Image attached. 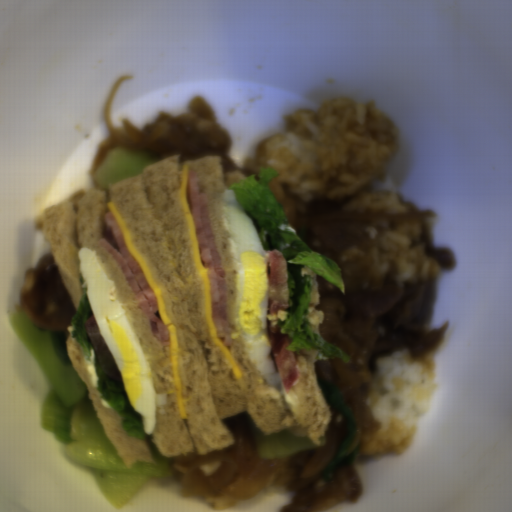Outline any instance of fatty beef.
Segmentation results:
<instances>
[{
	"instance_id": "obj_2",
	"label": "fatty beef",
	"mask_w": 512,
	"mask_h": 512,
	"mask_svg": "<svg viewBox=\"0 0 512 512\" xmlns=\"http://www.w3.org/2000/svg\"><path fill=\"white\" fill-rule=\"evenodd\" d=\"M267 184L299 239L337 264L350 247L375 245L401 224H418V244L425 257L439 267H456L450 247L431 244L429 220L436 214L430 208L345 211L338 202L326 199L304 202L279 179L271 178Z\"/></svg>"
},
{
	"instance_id": "obj_6",
	"label": "fatty beef",
	"mask_w": 512,
	"mask_h": 512,
	"mask_svg": "<svg viewBox=\"0 0 512 512\" xmlns=\"http://www.w3.org/2000/svg\"><path fill=\"white\" fill-rule=\"evenodd\" d=\"M331 419L325 430L324 435L319 437L322 444H331L342 441L347 427H348V416L342 413L334 406H329Z\"/></svg>"
},
{
	"instance_id": "obj_7",
	"label": "fatty beef",
	"mask_w": 512,
	"mask_h": 512,
	"mask_svg": "<svg viewBox=\"0 0 512 512\" xmlns=\"http://www.w3.org/2000/svg\"><path fill=\"white\" fill-rule=\"evenodd\" d=\"M199 453H188L178 456H171L169 460V469L172 474V478L177 482H182V478L194 462Z\"/></svg>"
},
{
	"instance_id": "obj_5",
	"label": "fatty beef",
	"mask_w": 512,
	"mask_h": 512,
	"mask_svg": "<svg viewBox=\"0 0 512 512\" xmlns=\"http://www.w3.org/2000/svg\"><path fill=\"white\" fill-rule=\"evenodd\" d=\"M19 307L29 321L50 333H60L73 324L78 312L52 252L40 257L36 267L24 271Z\"/></svg>"
},
{
	"instance_id": "obj_4",
	"label": "fatty beef",
	"mask_w": 512,
	"mask_h": 512,
	"mask_svg": "<svg viewBox=\"0 0 512 512\" xmlns=\"http://www.w3.org/2000/svg\"><path fill=\"white\" fill-rule=\"evenodd\" d=\"M222 421L231 430L235 443L215 452L236 461L234 479L264 478V487H280L291 494L290 503L279 512H328L341 502L356 504L360 499L363 483L352 464L336 467L331 481L325 480L323 472L301 479L317 448L265 459L257 448L250 413L245 411Z\"/></svg>"
},
{
	"instance_id": "obj_3",
	"label": "fatty beef",
	"mask_w": 512,
	"mask_h": 512,
	"mask_svg": "<svg viewBox=\"0 0 512 512\" xmlns=\"http://www.w3.org/2000/svg\"><path fill=\"white\" fill-rule=\"evenodd\" d=\"M133 77L134 74H121L109 91L104 105L108 133L97 145L89 172L94 173L110 150L119 147L159 161L179 155V164L204 156H220L221 173H241L247 178L254 175L255 180H260V170L248 169L231 160L232 136L218 124L215 111L200 95L191 99L184 116L176 117L162 111L145 129H136L127 118L121 119L120 128H115L111 116L114 95L122 82Z\"/></svg>"
},
{
	"instance_id": "obj_1",
	"label": "fatty beef",
	"mask_w": 512,
	"mask_h": 512,
	"mask_svg": "<svg viewBox=\"0 0 512 512\" xmlns=\"http://www.w3.org/2000/svg\"><path fill=\"white\" fill-rule=\"evenodd\" d=\"M339 269L344 292L317 273L319 299L314 308L324 313L318 336L341 348L349 361L319 358L314 374L337 388L356 423L345 453L349 455L380 431L367 401L376 360L400 350L417 361L428 357L444 341L449 326L428 329L436 299L434 279L382 282L355 260Z\"/></svg>"
}]
</instances>
